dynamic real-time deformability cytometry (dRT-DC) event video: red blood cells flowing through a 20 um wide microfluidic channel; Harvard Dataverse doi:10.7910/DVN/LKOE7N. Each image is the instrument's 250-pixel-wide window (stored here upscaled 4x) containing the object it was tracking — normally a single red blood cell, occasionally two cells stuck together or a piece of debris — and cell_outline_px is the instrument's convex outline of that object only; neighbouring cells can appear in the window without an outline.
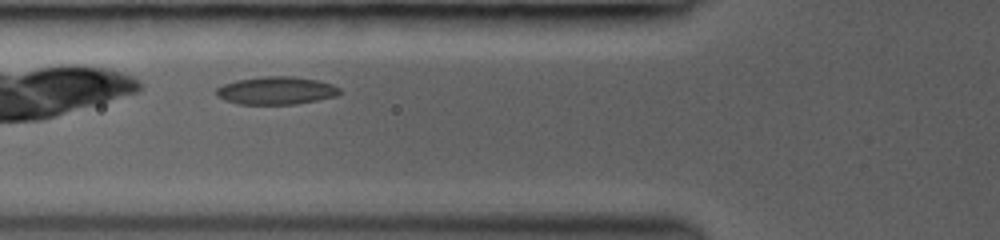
{"species": "common noctule bat (a hibernating species)", "species_latin": "Nyctalus noctula", "temperature_condition": "room temperature", "stored_images_in_passage": 6, "camera_frame_rate_fps": 3000, "um_per_image_px": 0.085, "animal": {"sex": "female", "body_mass_g": 19.0, "forearm_length_mm": 53.3}, "frame": {"image": 1, "passage_image": 3, "time_ms": 2.0, "image_size_px": [1000, 240], "cell_outline_px": [[340, 92], [336, 96], [296, 104], [240, 104], [224, 100], [216, 96], [216, 88], [224, 84], [236, 80], [264, 76], [292, 76], [316, 80], [332, 84], [340, 88]], "centroid_in_image_um": [23.45, 7.7], "position_along_channel_um": 102.3, "area_um2": 19.94}}
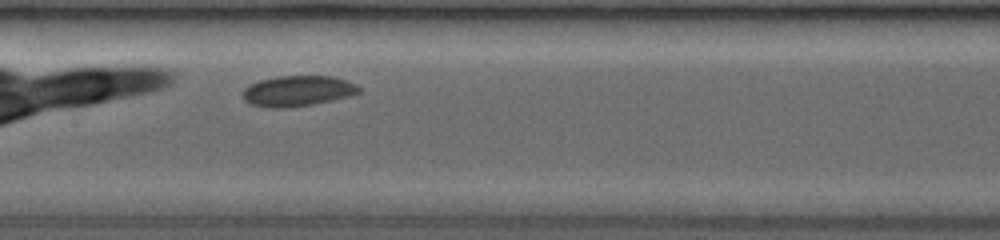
{"frame": {"image": 2, "passage_image": 5, "time_ms": 4.0, "image_size_px": [1000, 240], "cell_outline_px": [[360, 92], [348, 96], [332, 100], [312, 104], [284, 108], [268, 108], [248, 104], [240, 96], [240, 92], [248, 84], [260, 80], [276, 76], [332, 76], [356, 84], [360, 88]], "centroid_in_image_um": [25.2, 7.73], "position_along_channel_um": 182.2, "area_um2": 20.92}}
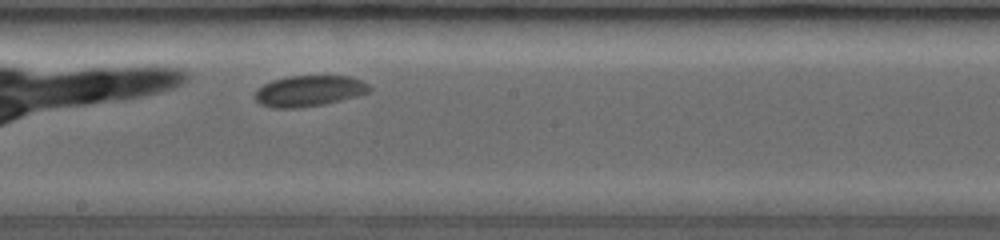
{"frame": {"image": 3, "passage_image": 6, "time_ms": 5.0, "image_size_px": [1000, 240], "cell_outline_px": [[372, 92], [324, 104], [296, 108], [272, 108], [260, 104], [252, 96], [264, 84], [272, 80], [288, 76], [348, 76], [360, 80], [368, 84], [372, 88]], "centroid_in_image_um": [26.27, 7.73], "position_along_channel_um": 221.9, "area_um2": 20.63}}